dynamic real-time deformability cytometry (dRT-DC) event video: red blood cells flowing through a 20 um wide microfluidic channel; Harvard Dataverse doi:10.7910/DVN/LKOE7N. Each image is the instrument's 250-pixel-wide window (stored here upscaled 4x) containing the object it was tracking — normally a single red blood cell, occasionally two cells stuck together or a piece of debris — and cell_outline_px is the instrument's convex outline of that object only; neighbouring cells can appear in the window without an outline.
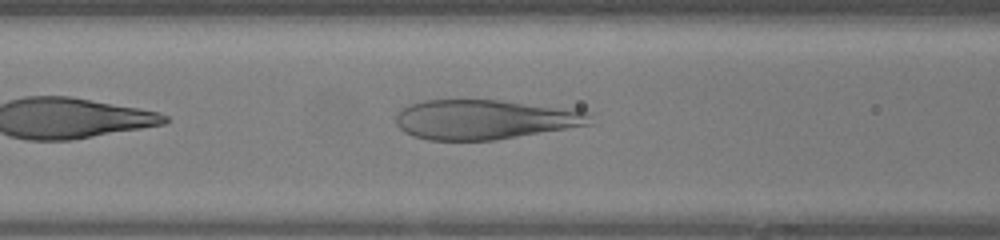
{"species": "human", "species_latin": "Homo sapiens", "temperature_condition": "warm", "stored_images_in_passage": 35, "camera_frame_rate_fps": 3000, "um_per_image_px": 0.085, "donor": {"sex": "female"}, "frame": {"image": 1, "passage_image": 6, "time_ms": 1.667, "image_size_px": [1000, 240], "cell_outline_px": [[596, 124], [496, 140], [428, 140], [412, 136], [404, 132], [396, 124], [396, 112], [412, 104], [424, 100], [500, 100], [580, 108], [592, 112]], "centroid_in_image_um": [41.36, 10.15], "position_along_channel_um": 125.2, "area_um2": 45.95}}
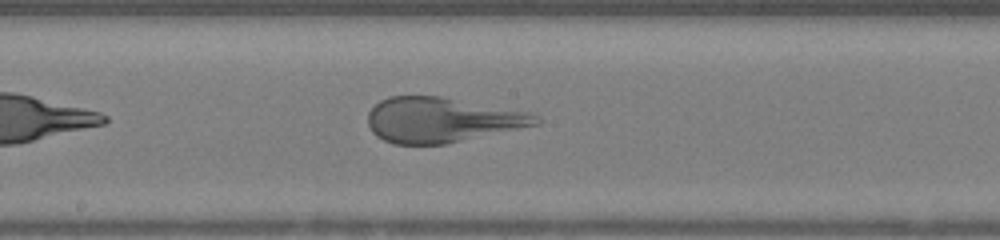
{"frame": {"image": 2, "passage_image": 12, "time_ms": 3.667, "image_size_px": [1000, 240], "cell_outline_px": [[544, 120], [540, 124], [444, 144], [392, 144], [376, 136], [372, 132], [368, 124], [368, 112], [380, 100], [388, 96], [440, 96], [528, 112], [540, 116]], "centroid_in_image_um": [37.54, 10.19], "position_along_channel_um": 210.7, "area_um2": 43.99}}
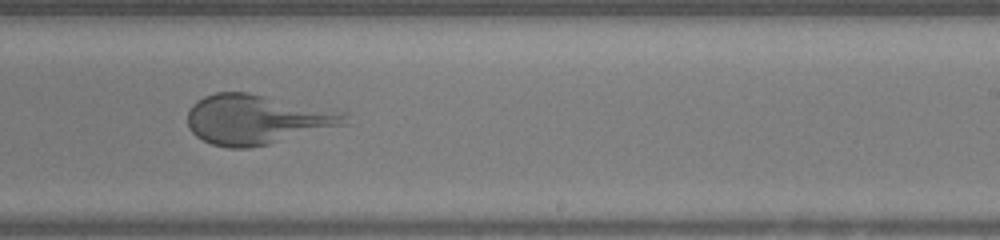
{"frame": {"image": 3, "passage_image": 16, "time_ms": 5.0, "image_size_px": [1000, 240], "cell_outline_px": [[352, 124], [268, 144], [248, 148], [228, 148], [212, 144], [196, 136], [192, 132], [188, 124], [188, 108], [196, 100], [204, 96], [216, 92], [248, 92], [348, 112]], "centroid_in_image_um": [21.91, 10.15], "position_along_channel_um": 267.1, "area_um2": 46.24}}